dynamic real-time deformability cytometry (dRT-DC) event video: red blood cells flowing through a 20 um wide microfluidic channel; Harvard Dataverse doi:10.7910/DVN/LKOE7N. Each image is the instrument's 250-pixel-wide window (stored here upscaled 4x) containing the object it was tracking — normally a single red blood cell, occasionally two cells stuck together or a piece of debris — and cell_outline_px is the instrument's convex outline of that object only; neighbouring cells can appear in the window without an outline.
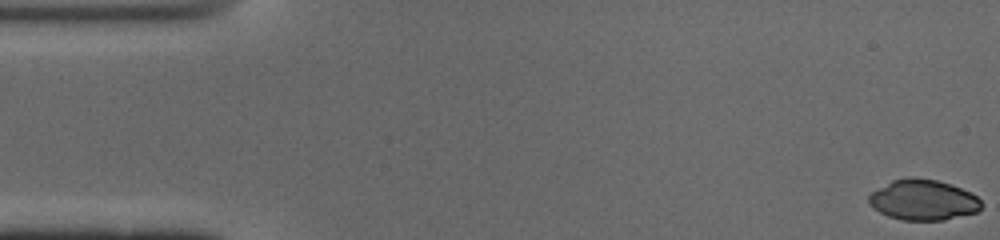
{"species": "common noctule bat (a hibernating species)", "species_latin": "Nyctalus noctula", "temperature_condition": "cold", "stored_images_in_passage": 50, "camera_frame_rate_fps": 3000, "um_per_image_px": 0.085, "animal": {"sex": "male", "body_mass_g": 19.0, "forearm_length_mm": 50.8}, "frame": {"image": 1, "passage_image": 1, "time_ms": 0.0, "image_size_px": [1000, 240], "cell_outline_px": [[980, 208], [976, 212], [944, 220], [900, 220], [888, 216], [872, 208], [868, 204], [868, 196], [872, 192], [892, 180], [912, 176], [936, 180], [952, 184], [976, 196], [980, 200]], "centroid_in_image_um": [78.42, 16.99], "position_along_channel_um": 6.6, "area_um2": 26.53}}
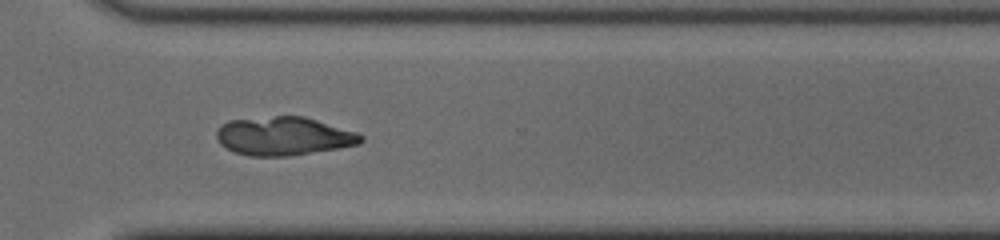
{"frame": {"image": 2, "passage_image": 37, "time_ms": 12.0, "image_size_px": [1000, 240], "cell_outline_px": [[364, 140], [360, 144], [288, 156], [248, 156], [236, 152], [220, 144], [216, 136], [216, 132], [228, 120], [276, 116], [304, 116], [356, 132], [364, 136]], "centroid_in_image_um": [24.12, 11.57], "position_along_channel_um": 346.5, "area_um2": 32.08}}
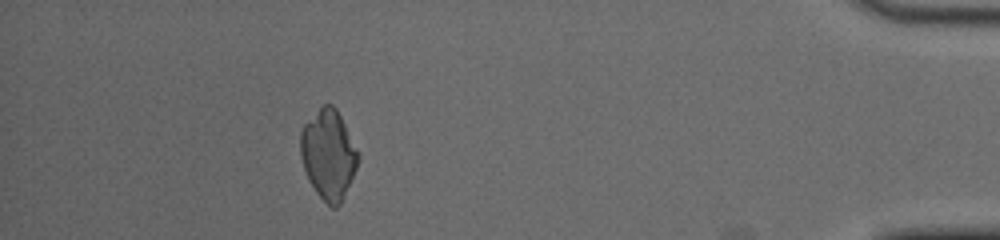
{"frame": {"image": 3, "passage_image": 46, "time_ms": 15.0, "image_size_px": [1000, 240], "cell_outline_px": [[360, 156], [356, 168], [344, 196], [340, 204], [336, 208], [332, 208], [316, 192], [308, 180], [300, 156], [300, 132], [304, 124], [324, 104], [332, 104], [336, 108]], "centroid_in_image_um": [27.9, 13.14], "position_along_channel_um": 407.3, "area_um2": 29.65}}